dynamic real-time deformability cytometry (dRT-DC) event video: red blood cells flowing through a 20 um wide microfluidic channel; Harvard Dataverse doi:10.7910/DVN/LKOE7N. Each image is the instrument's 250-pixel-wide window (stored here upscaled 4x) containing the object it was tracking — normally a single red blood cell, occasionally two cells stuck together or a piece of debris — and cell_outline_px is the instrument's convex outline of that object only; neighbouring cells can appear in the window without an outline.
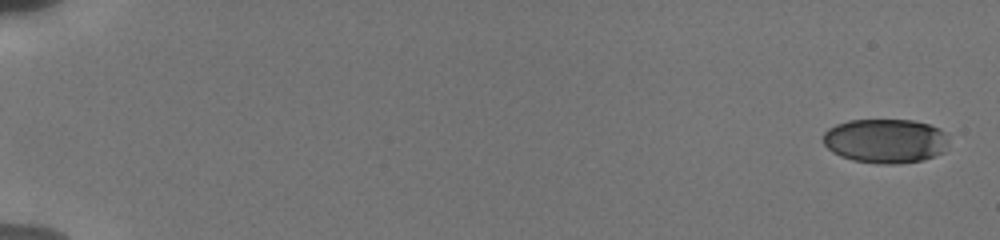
{"species": "human", "species_latin": "Homo sapiens", "temperature_condition": "cold", "stored_images_in_passage": 34, "camera_frame_rate_fps": 3000, "um_per_image_px": 0.085, "donor": {"sex": "male"}, "frame": {"image": 1, "passage_image": 1, "time_ms": 0.0, "image_size_px": [1000, 240], "cell_outline_px": [[948, 144], [944, 152], [920, 160], [900, 164], [876, 164], [852, 160], [840, 156], [832, 152], [824, 144], [824, 132], [828, 128], [836, 124], [848, 120], [912, 120], [928, 124], [940, 128], [944, 132], [948, 140]], "centroid_in_image_um": [75.25, 11.98], "position_along_channel_um": 9.7, "area_um2": 32.6}}
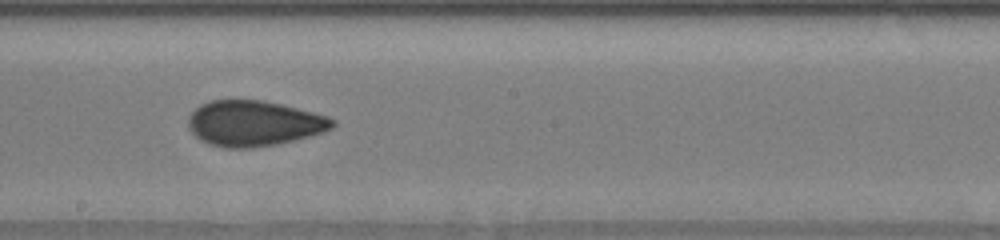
{"frame": {"image": 2, "passage_image": 20, "time_ms": 10.667, "image_size_px": [1000, 240], "cell_outline_px": [[336, 124], [332, 128], [324, 132], [276, 144], [252, 148], [224, 148], [208, 144], [200, 140], [188, 128], [188, 116], [200, 104], [208, 100], [264, 100], [328, 116], [336, 120]], "centroid_in_image_um": [21.56, 10.48], "position_along_channel_um": 226.6, "area_um2": 38.32}}
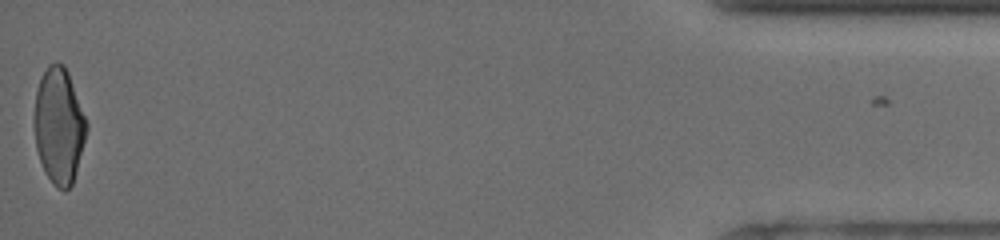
{"frame": {"image": 3, "passage_image": 34, "time_ms": 18.0, "image_size_px": [1000, 240], "cell_outline_px": [[88, 128], [76, 172], [72, 184], [64, 192], [56, 188], [44, 172], [36, 148], [32, 124], [32, 120], [36, 92], [40, 76], [48, 64], [56, 60], [64, 64], [68, 72], [88, 124]], "centroid_in_image_um": [4.98, 10.67], "position_along_channel_um": 430.2, "area_um2": 35.95}, "authors_computed_cell_mechanics": {"area_um2": 37.0787, "velocity_mm_per_s": 3.8371, "shape_relaxation_time_tau1_ms": 4.0703, "shape_relaxation_time_tau2_ms": 1.1802, "deformation_change_tau1": 0.1349, "deformation_change_tau2": 0.0453}}